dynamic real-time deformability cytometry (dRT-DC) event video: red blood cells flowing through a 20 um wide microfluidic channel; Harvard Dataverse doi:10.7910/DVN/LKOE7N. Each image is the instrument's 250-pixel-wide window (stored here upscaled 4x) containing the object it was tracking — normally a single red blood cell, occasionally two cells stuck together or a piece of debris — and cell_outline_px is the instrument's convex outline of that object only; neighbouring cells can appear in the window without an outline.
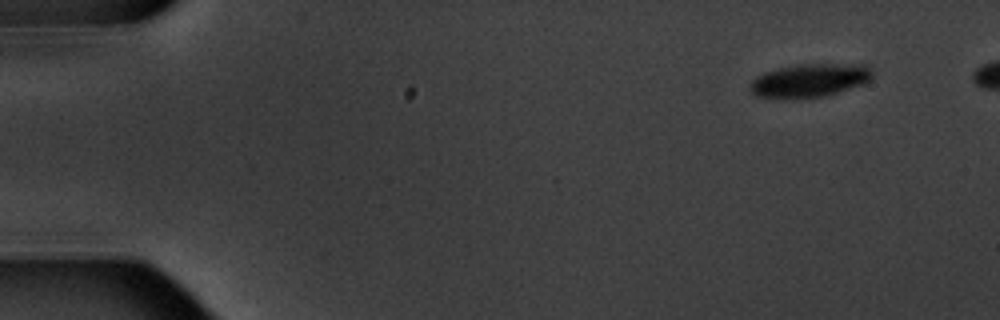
{"species": "common noctule bat (a hibernating species)", "species_latin": "Nyctalus noctula", "temperature_condition": "warm", "stored_images_in_passage": 5, "camera_frame_rate_fps": 3000, "um_per_image_px": 0.085, "animal": {"sex": "male", "body_mass_g": 20.1, "forearm_length_mm": 53.5}, "frame": {"image": 1, "passage_image": 1, "time_ms": 0.0, "image_size_px": [1000, 320], "cell_outline_px": [[872, 76], [864, 84], [824, 96], [784, 100], [756, 96], [748, 88], [752, 80], [756, 76], [764, 72], [780, 68], [800, 64], [868, 64], [872, 68]], "centroid_in_image_um": [68.79, 6.85], "position_along_channel_um": 16.2, "area_um2": 24.16}}